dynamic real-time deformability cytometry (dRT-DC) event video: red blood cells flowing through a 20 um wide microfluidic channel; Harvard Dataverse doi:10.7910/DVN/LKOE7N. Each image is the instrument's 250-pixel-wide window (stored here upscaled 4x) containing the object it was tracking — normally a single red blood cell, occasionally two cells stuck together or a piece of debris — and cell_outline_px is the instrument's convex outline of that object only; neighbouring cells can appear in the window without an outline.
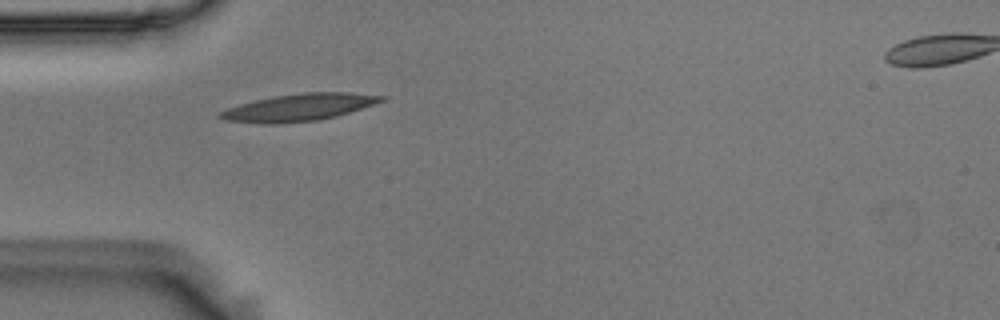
{"species": "Egyptian fruit bat (a non-hibernating species)", "species_latin": "Rousettus aegyptiacus", "temperature_condition": "room temperature", "stored_images_in_passage": 11, "camera_frame_rate_fps": 3000, "um_per_image_px": 0.085, "animal": {"sex": "male"}, "frame": {"image": 1, "passage_image": 1, "time_ms": 0.0, "image_size_px": [1000, 320], "cell_outline_px": [[388, 100], [336, 116], [316, 120], [272, 124], [264, 124], [224, 120], [216, 116], [216, 112], [240, 104], [272, 96], [304, 92], [348, 92], [388, 96]], "centroid_in_image_um": [25.41, 9.12], "position_along_channel_um": 59.6, "area_um2": 25.66}}
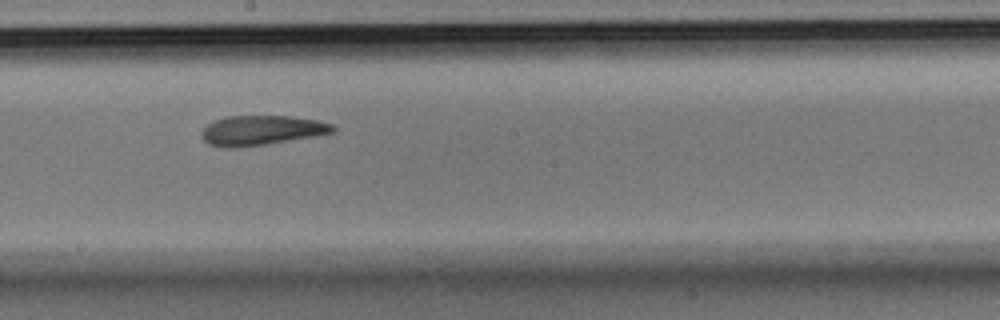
{"frame": {"image": 2, "passage_image": 5, "time_ms": 1.333, "image_size_px": [1000, 320], "cell_outline_px": [[336, 132], [316, 136], [264, 144], [236, 148], [224, 148], [208, 144], [200, 136], [200, 132], [212, 120], [224, 116], [292, 116], [320, 120], [332, 124], [336, 128]], "centroid_in_image_um": [22.22, 11.07], "position_along_channel_um": 226.0, "area_um2": 23.06}}
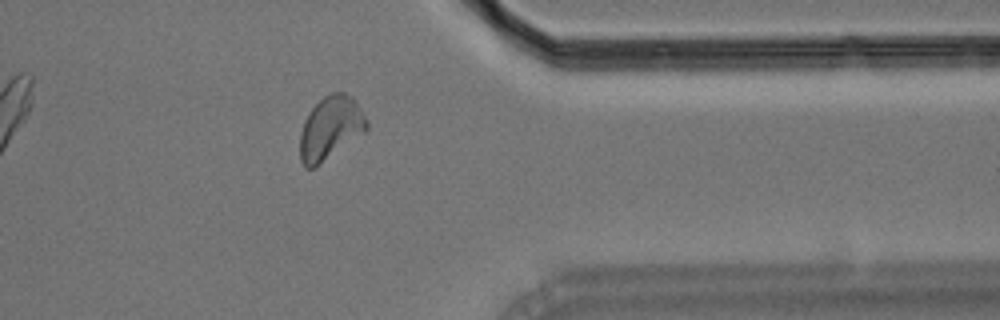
{"frame": {"image": 3, "passage_image": 9, "time_ms": 2.667, "image_size_px": [1000, 320], "cell_outline_px": [[368, 128], [364, 132], [312, 168], [304, 168], [300, 160], [300, 132], [304, 120], [308, 112], [324, 96], [332, 92], [344, 92], [352, 96], [356, 100], [368, 124]], "centroid_in_image_um": [28.06, 10.85], "position_along_channel_um": 383.3, "area_um2": 24.16}}